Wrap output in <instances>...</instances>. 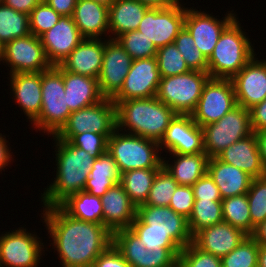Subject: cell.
<instances>
[{
  "mask_svg": "<svg viewBox=\"0 0 266 267\" xmlns=\"http://www.w3.org/2000/svg\"><path fill=\"white\" fill-rule=\"evenodd\" d=\"M108 17L109 6L94 0H78L72 15L81 36L91 39L109 34Z\"/></svg>",
  "mask_w": 266,
  "mask_h": 267,
  "instance_id": "cell-27",
  "label": "cell"
},
{
  "mask_svg": "<svg viewBox=\"0 0 266 267\" xmlns=\"http://www.w3.org/2000/svg\"><path fill=\"white\" fill-rule=\"evenodd\" d=\"M257 267H266V245H259Z\"/></svg>",
  "mask_w": 266,
  "mask_h": 267,
  "instance_id": "cell-58",
  "label": "cell"
},
{
  "mask_svg": "<svg viewBox=\"0 0 266 267\" xmlns=\"http://www.w3.org/2000/svg\"><path fill=\"white\" fill-rule=\"evenodd\" d=\"M64 91L71 112L101 101L102 96L98 79L75 74L63 69Z\"/></svg>",
  "mask_w": 266,
  "mask_h": 267,
  "instance_id": "cell-29",
  "label": "cell"
},
{
  "mask_svg": "<svg viewBox=\"0 0 266 267\" xmlns=\"http://www.w3.org/2000/svg\"><path fill=\"white\" fill-rule=\"evenodd\" d=\"M55 136L85 150L95 159L107 152L108 138L103 134L84 132L82 134H56Z\"/></svg>",
  "mask_w": 266,
  "mask_h": 267,
  "instance_id": "cell-44",
  "label": "cell"
},
{
  "mask_svg": "<svg viewBox=\"0 0 266 267\" xmlns=\"http://www.w3.org/2000/svg\"><path fill=\"white\" fill-rule=\"evenodd\" d=\"M149 8H165L181 3L180 0H137Z\"/></svg>",
  "mask_w": 266,
  "mask_h": 267,
  "instance_id": "cell-56",
  "label": "cell"
},
{
  "mask_svg": "<svg viewBox=\"0 0 266 267\" xmlns=\"http://www.w3.org/2000/svg\"><path fill=\"white\" fill-rule=\"evenodd\" d=\"M37 236L24 227L1 234L0 267H38L45 250Z\"/></svg>",
  "mask_w": 266,
  "mask_h": 267,
  "instance_id": "cell-11",
  "label": "cell"
},
{
  "mask_svg": "<svg viewBox=\"0 0 266 267\" xmlns=\"http://www.w3.org/2000/svg\"><path fill=\"white\" fill-rule=\"evenodd\" d=\"M249 110L252 131L257 133L266 130V98Z\"/></svg>",
  "mask_w": 266,
  "mask_h": 267,
  "instance_id": "cell-51",
  "label": "cell"
},
{
  "mask_svg": "<svg viewBox=\"0 0 266 267\" xmlns=\"http://www.w3.org/2000/svg\"><path fill=\"white\" fill-rule=\"evenodd\" d=\"M207 173L219 188L222 199L247 194L253 180V177L246 172L224 163L217 157L209 158Z\"/></svg>",
  "mask_w": 266,
  "mask_h": 267,
  "instance_id": "cell-28",
  "label": "cell"
},
{
  "mask_svg": "<svg viewBox=\"0 0 266 267\" xmlns=\"http://www.w3.org/2000/svg\"><path fill=\"white\" fill-rule=\"evenodd\" d=\"M258 141L262 164L266 170V130L255 133Z\"/></svg>",
  "mask_w": 266,
  "mask_h": 267,
  "instance_id": "cell-57",
  "label": "cell"
},
{
  "mask_svg": "<svg viewBox=\"0 0 266 267\" xmlns=\"http://www.w3.org/2000/svg\"><path fill=\"white\" fill-rule=\"evenodd\" d=\"M209 78L208 72L196 70L161 77L155 97L176 114L191 115L197 107L203 87Z\"/></svg>",
  "mask_w": 266,
  "mask_h": 267,
  "instance_id": "cell-8",
  "label": "cell"
},
{
  "mask_svg": "<svg viewBox=\"0 0 266 267\" xmlns=\"http://www.w3.org/2000/svg\"><path fill=\"white\" fill-rule=\"evenodd\" d=\"M222 215L224 222L243 230L248 235L255 228L250 218L247 194L222 199Z\"/></svg>",
  "mask_w": 266,
  "mask_h": 267,
  "instance_id": "cell-35",
  "label": "cell"
},
{
  "mask_svg": "<svg viewBox=\"0 0 266 267\" xmlns=\"http://www.w3.org/2000/svg\"><path fill=\"white\" fill-rule=\"evenodd\" d=\"M46 57L52 66L60 65L84 39L73 18L61 16L59 21L40 36Z\"/></svg>",
  "mask_w": 266,
  "mask_h": 267,
  "instance_id": "cell-21",
  "label": "cell"
},
{
  "mask_svg": "<svg viewBox=\"0 0 266 267\" xmlns=\"http://www.w3.org/2000/svg\"><path fill=\"white\" fill-rule=\"evenodd\" d=\"M3 43L0 41V62L2 61V57H3Z\"/></svg>",
  "mask_w": 266,
  "mask_h": 267,
  "instance_id": "cell-60",
  "label": "cell"
},
{
  "mask_svg": "<svg viewBox=\"0 0 266 267\" xmlns=\"http://www.w3.org/2000/svg\"><path fill=\"white\" fill-rule=\"evenodd\" d=\"M160 169H135L121 174L120 184L136 207L147 201L155 176Z\"/></svg>",
  "mask_w": 266,
  "mask_h": 267,
  "instance_id": "cell-34",
  "label": "cell"
},
{
  "mask_svg": "<svg viewBox=\"0 0 266 267\" xmlns=\"http://www.w3.org/2000/svg\"><path fill=\"white\" fill-rule=\"evenodd\" d=\"M232 12L233 10L228 11L224 14L223 20H218L204 11L186 7L184 27L194 39L195 46L207 60L212 55L221 33L237 17V14Z\"/></svg>",
  "mask_w": 266,
  "mask_h": 267,
  "instance_id": "cell-16",
  "label": "cell"
},
{
  "mask_svg": "<svg viewBox=\"0 0 266 267\" xmlns=\"http://www.w3.org/2000/svg\"><path fill=\"white\" fill-rule=\"evenodd\" d=\"M130 229L139 237L143 243L151 244H177L165 232L146 231V224L136 216L135 220L130 225Z\"/></svg>",
  "mask_w": 266,
  "mask_h": 267,
  "instance_id": "cell-48",
  "label": "cell"
},
{
  "mask_svg": "<svg viewBox=\"0 0 266 267\" xmlns=\"http://www.w3.org/2000/svg\"><path fill=\"white\" fill-rule=\"evenodd\" d=\"M224 163L233 165L253 178L266 175L262 164L256 134L238 140L216 156Z\"/></svg>",
  "mask_w": 266,
  "mask_h": 267,
  "instance_id": "cell-25",
  "label": "cell"
},
{
  "mask_svg": "<svg viewBox=\"0 0 266 267\" xmlns=\"http://www.w3.org/2000/svg\"><path fill=\"white\" fill-rule=\"evenodd\" d=\"M41 87V111L31 124L39 131L46 132L48 136H53L66 124L72 113L65 96L63 68L56 65L41 72Z\"/></svg>",
  "mask_w": 266,
  "mask_h": 267,
  "instance_id": "cell-6",
  "label": "cell"
},
{
  "mask_svg": "<svg viewBox=\"0 0 266 267\" xmlns=\"http://www.w3.org/2000/svg\"><path fill=\"white\" fill-rule=\"evenodd\" d=\"M114 104L116 129L158 143L163 138L170 122L177 115L156 97L129 99L114 102Z\"/></svg>",
  "mask_w": 266,
  "mask_h": 267,
  "instance_id": "cell-3",
  "label": "cell"
},
{
  "mask_svg": "<svg viewBox=\"0 0 266 267\" xmlns=\"http://www.w3.org/2000/svg\"><path fill=\"white\" fill-rule=\"evenodd\" d=\"M194 202L195 197L192 187L178 185L171 197L169 207L177 214L188 219L192 213Z\"/></svg>",
  "mask_w": 266,
  "mask_h": 267,
  "instance_id": "cell-47",
  "label": "cell"
},
{
  "mask_svg": "<svg viewBox=\"0 0 266 267\" xmlns=\"http://www.w3.org/2000/svg\"><path fill=\"white\" fill-rule=\"evenodd\" d=\"M42 0H3L6 6L14 9L17 12H22L30 15L31 11L41 2Z\"/></svg>",
  "mask_w": 266,
  "mask_h": 267,
  "instance_id": "cell-53",
  "label": "cell"
},
{
  "mask_svg": "<svg viewBox=\"0 0 266 267\" xmlns=\"http://www.w3.org/2000/svg\"><path fill=\"white\" fill-rule=\"evenodd\" d=\"M243 230L220 222L198 231L193 243L201 250L222 258L234 250L246 237Z\"/></svg>",
  "mask_w": 266,
  "mask_h": 267,
  "instance_id": "cell-22",
  "label": "cell"
},
{
  "mask_svg": "<svg viewBox=\"0 0 266 267\" xmlns=\"http://www.w3.org/2000/svg\"><path fill=\"white\" fill-rule=\"evenodd\" d=\"M92 267H131L112 243L94 261Z\"/></svg>",
  "mask_w": 266,
  "mask_h": 267,
  "instance_id": "cell-50",
  "label": "cell"
},
{
  "mask_svg": "<svg viewBox=\"0 0 266 267\" xmlns=\"http://www.w3.org/2000/svg\"><path fill=\"white\" fill-rule=\"evenodd\" d=\"M148 9V6L137 0H114L109 5V32L114 35L110 39L137 30Z\"/></svg>",
  "mask_w": 266,
  "mask_h": 267,
  "instance_id": "cell-30",
  "label": "cell"
},
{
  "mask_svg": "<svg viewBox=\"0 0 266 267\" xmlns=\"http://www.w3.org/2000/svg\"><path fill=\"white\" fill-rule=\"evenodd\" d=\"M250 218L256 227L266 219V175L253 178L247 192Z\"/></svg>",
  "mask_w": 266,
  "mask_h": 267,
  "instance_id": "cell-43",
  "label": "cell"
},
{
  "mask_svg": "<svg viewBox=\"0 0 266 267\" xmlns=\"http://www.w3.org/2000/svg\"><path fill=\"white\" fill-rule=\"evenodd\" d=\"M29 34H31L29 15L0 3V41L3 45Z\"/></svg>",
  "mask_w": 266,
  "mask_h": 267,
  "instance_id": "cell-36",
  "label": "cell"
},
{
  "mask_svg": "<svg viewBox=\"0 0 266 267\" xmlns=\"http://www.w3.org/2000/svg\"><path fill=\"white\" fill-rule=\"evenodd\" d=\"M2 62L10 68L9 74L43 72L52 67L40 37L32 33L5 43Z\"/></svg>",
  "mask_w": 266,
  "mask_h": 267,
  "instance_id": "cell-14",
  "label": "cell"
},
{
  "mask_svg": "<svg viewBox=\"0 0 266 267\" xmlns=\"http://www.w3.org/2000/svg\"><path fill=\"white\" fill-rule=\"evenodd\" d=\"M174 163L163 158L162 166L179 185L192 186L207 173L209 157L205 152L197 154H173ZM166 161V162H165Z\"/></svg>",
  "mask_w": 266,
  "mask_h": 267,
  "instance_id": "cell-31",
  "label": "cell"
},
{
  "mask_svg": "<svg viewBox=\"0 0 266 267\" xmlns=\"http://www.w3.org/2000/svg\"><path fill=\"white\" fill-rule=\"evenodd\" d=\"M186 8L176 4L165 8H149L143 16L137 31L151 40L156 48L174 43L184 27Z\"/></svg>",
  "mask_w": 266,
  "mask_h": 267,
  "instance_id": "cell-12",
  "label": "cell"
},
{
  "mask_svg": "<svg viewBox=\"0 0 266 267\" xmlns=\"http://www.w3.org/2000/svg\"><path fill=\"white\" fill-rule=\"evenodd\" d=\"M259 244L248 235L234 250L221 258V267H257Z\"/></svg>",
  "mask_w": 266,
  "mask_h": 267,
  "instance_id": "cell-38",
  "label": "cell"
},
{
  "mask_svg": "<svg viewBox=\"0 0 266 267\" xmlns=\"http://www.w3.org/2000/svg\"><path fill=\"white\" fill-rule=\"evenodd\" d=\"M179 184L162 167L156 174L147 201L143 205L169 206L171 197Z\"/></svg>",
  "mask_w": 266,
  "mask_h": 267,
  "instance_id": "cell-42",
  "label": "cell"
},
{
  "mask_svg": "<svg viewBox=\"0 0 266 267\" xmlns=\"http://www.w3.org/2000/svg\"><path fill=\"white\" fill-rule=\"evenodd\" d=\"M116 40L133 60L156 57L154 43L137 30L125 32Z\"/></svg>",
  "mask_w": 266,
  "mask_h": 267,
  "instance_id": "cell-39",
  "label": "cell"
},
{
  "mask_svg": "<svg viewBox=\"0 0 266 267\" xmlns=\"http://www.w3.org/2000/svg\"><path fill=\"white\" fill-rule=\"evenodd\" d=\"M101 198L103 225L113 234L120 229L130 228L137 216V207L131 201L123 186L118 183Z\"/></svg>",
  "mask_w": 266,
  "mask_h": 267,
  "instance_id": "cell-23",
  "label": "cell"
},
{
  "mask_svg": "<svg viewBox=\"0 0 266 267\" xmlns=\"http://www.w3.org/2000/svg\"><path fill=\"white\" fill-rule=\"evenodd\" d=\"M43 208L41 217L62 267H92L113 243V234L103 224L76 219L59 205Z\"/></svg>",
  "mask_w": 266,
  "mask_h": 267,
  "instance_id": "cell-1",
  "label": "cell"
},
{
  "mask_svg": "<svg viewBox=\"0 0 266 267\" xmlns=\"http://www.w3.org/2000/svg\"><path fill=\"white\" fill-rule=\"evenodd\" d=\"M116 130V107L112 99L101 101L74 111L57 134L93 132L109 138Z\"/></svg>",
  "mask_w": 266,
  "mask_h": 267,
  "instance_id": "cell-13",
  "label": "cell"
},
{
  "mask_svg": "<svg viewBox=\"0 0 266 267\" xmlns=\"http://www.w3.org/2000/svg\"><path fill=\"white\" fill-rule=\"evenodd\" d=\"M174 44L190 70L207 72L208 60L195 46L194 39L185 27H183L175 38Z\"/></svg>",
  "mask_w": 266,
  "mask_h": 267,
  "instance_id": "cell-41",
  "label": "cell"
},
{
  "mask_svg": "<svg viewBox=\"0 0 266 267\" xmlns=\"http://www.w3.org/2000/svg\"><path fill=\"white\" fill-rule=\"evenodd\" d=\"M102 39L84 38L60 66L68 72L98 78L104 54Z\"/></svg>",
  "mask_w": 266,
  "mask_h": 267,
  "instance_id": "cell-24",
  "label": "cell"
},
{
  "mask_svg": "<svg viewBox=\"0 0 266 267\" xmlns=\"http://www.w3.org/2000/svg\"><path fill=\"white\" fill-rule=\"evenodd\" d=\"M61 16L72 17L78 0H43Z\"/></svg>",
  "mask_w": 266,
  "mask_h": 267,
  "instance_id": "cell-52",
  "label": "cell"
},
{
  "mask_svg": "<svg viewBox=\"0 0 266 267\" xmlns=\"http://www.w3.org/2000/svg\"><path fill=\"white\" fill-rule=\"evenodd\" d=\"M160 80L156 57L133 60L120 91L112 100L121 102L155 97Z\"/></svg>",
  "mask_w": 266,
  "mask_h": 267,
  "instance_id": "cell-15",
  "label": "cell"
},
{
  "mask_svg": "<svg viewBox=\"0 0 266 267\" xmlns=\"http://www.w3.org/2000/svg\"><path fill=\"white\" fill-rule=\"evenodd\" d=\"M158 142L116 129L108 138L107 152L117 164L120 174L135 169L162 168Z\"/></svg>",
  "mask_w": 266,
  "mask_h": 267,
  "instance_id": "cell-5",
  "label": "cell"
},
{
  "mask_svg": "<svg viewBox=\"0 0 266 267\" xmlns=\"http://www.w3.org/2000/svg\"><path fill=\"white\" fill-rule=\"evenodd\" d=\"M113 244L131 267H178V244L143 243L130 229L113 233Z\"/></svg>",
  "mask_w": 266,
  "mask_h": 267,
  "instance_id": "cell-7",
  "label": "cell"
},
{
  "mask_svg": "<svg viewBox=\"0 0 266 267\" xmlns=\"http://www.w3.org/2000/svg\"><path fill=\"white\" fill-rule=\"evenodd\" d=\"M94 1L100 2V3H103L109 6L114 0H94Z\"/></svg>",
  "mask_w": 266,
  "mask_h": 267,
  "instance_id": "cell-59",
  "label": "cell"
},
{
  "mask_svg": "<svg viewBox=\"0 0 266 267\" xmlns=\"http://www.w3.org/2000/svg\"><path fill=\"white\" fill-rule=\"evenodd\" d=\"M254 57L231 79L236 103L250 109L266 98V59Z\"/></svg>",
  "mask_w": 266,
  "mask_h": 267,
  "instance_id": "cell-20",
  "label": "cell"
},
{
  "mask_svg": "<svg viewBox=\"0 0 266 267\" xmlns=\"http://www.w3.org/2000/svg\"><path fill=\"white\" fill-rule=\"evenodd\" d=\"M55 144L56 177L41 196L44 206H57L69 195L83 191L95 158L67 140L52 136Z\"/></svg>",
  "mask_w": 266,
  "mask_h": 267,
  "instance_id": "cell-2",
  "label": "cell"
},
{
  "mask_svg": "<svg viewBox=\"0 0 266 267\" xmlns=\"http://www.w3.org/2000/svg\"><path fill=\"white\" fill-rule=\"evenodd\" d=\"M137 216L146 224V231L168 233L182 249L193 241L188 219L169 206L140 205Z\"/></svg>",
  "mask_w": 266,
  "mask_h": 267,
  "instance_id": "cell-19",
  "label": "cell"
},
{
  "mask_svg": "<svg viewBox=\"0 0 266 267\" xmlns=\"http://www.w3.org/2000/svg\"><path fill=\"white\" fill-rule=\"evenodd\" d=\"M237 19L221 33L208 59L207 72L211 78L232 79L256 55Z\"/></svg>",
  "mask_w": 266,
  "mask_h": 267,
  "instance_id": "cell-4",
  "label": "cell"
},
{
  "mask_svg": "<svg viewBox=\"0 0 266 267\" xmlns=\"http://www.w3.org/2000/svg\"><path fill=\"white\" fill-rule=\"evenodd\" d=\"M202 130L206 155L216 157L230 145L253 133L250 110L237 105L217 122L203 126Z\"/></svg>",
  "mask_w": 266,
  "mask_h": 267,
  "instance_id": "cell-9",
  "label": "cell"
},
{
  "mask_svg": "<svg viewBox=\"0 0 266 267\" xmlns=\"http://www.w3.org/2000/svg\"><path fill=\"white\" fill-rule=\"evenodd\" d=\"M237 106L231 79L209 78L205 83L195 111L191 114L201 128L217 122Z\"/></svg>",
  "mask_w": 266,
  "mask_h": 267,
  "instance_id": "cell-10",
  "label": "cell"
},
{
  "mask_svg": "<svg viewBox=\"0 0 266 267\" xmlns=\"http://www.w3.org/2000/svg\"><path fill=\"white\" fill-rule=\"evenodd\" d=\"M250 236L259 245H266V219L254 228Z\"/></svg>",
  "mask_w": 266,
  "mask_h": 267,
  "instance_id": "cell-55",
  "label": "cell"
},
{
  "mask_svg": "<svg viewBox=\"0 0 266 267\" xmlns=\"http://www.w3.org/2000/svg\"><path fill=\"white\" fill-rule=\"evenodd\" d=\"M156 59L161 77L185 74L190 71L174 43L158 48Z\"/></svg>",
  "mask_w": 266,
  "mask_h": 267,
  "instance_id": "cell-40",
  "label": "cell"
},
{
  "mask_svg": "<svg viewBox=\"0 0 266 267\" xmlns=\"http://www.w3.org/2000/svg\"><path fill=\"white\" fill-rule=\"evenodd\" d=\"M195 199L222 201L219 188L208 173L191 186Z\"/></svg>",
  "mask_w": 266,
  "mask_h": 267,
  "instance_id": "cell-49",
  "label": "cell"
},
{
  "mask_svg": "<svg viewBox=\"0 0 266 267\" xmlns=\"http://www.w3.org/2000/svg\"><path fill=\"white\" fill-rule=\"evenodd\" d=\"M220 222H223L222 201L195 199L192 213L188 218L192 236L198 231Z\"/></svg>",
  "mask_w": 266,
  "mask_h": 267,
  "instance_id": "cell-37",
  "label": "cell"
},
{
  "mask_svg": "<svg viewBox=\"0 0 266 267\" xmlns=\"http://www.w3.org/2000/svg\"><path fill=\"white\" fill-rule=\"evenodd\" d=\"M6 137L0 133V171H4V168L10 164L12 161V152L10 153V147H8V144L6 141ZM11 160V161H10Z\"/></svg>",
  "mask_w": 266,
  "mask_h": 267,
  "instance_id": "cell-54",
  "label": "cell"
},
{
  "mask_svg": "<svg viewBox=\"0 0 266 267\" xmlns=\"http://www.w3.org/2000/svg\"><path fill=\"white\" fill-rule=\"evenodd\" d=\"M59 206L70 216L86 222L103 224V207L101 198L80 191L69 195Z\"/></svg>",
  "mask_w": 266,
  "mask_h": 267,
  "instance_id": "cell-33",
  "label": "cell"
},
{
  "mask_svg": "<svg viewBox=\"0 0 266 267\" xmlns=\"http://www.w3.org/2000/svg\"><path fill=\"white\" fill-rule=\"evenodd\" d=\"M132 61L116 39L105 40L102 67L97 78L104 98L112 99L120 91Z\"/></svg>",
  "mask_w": 266,
  "mask_h": 267,
  "instance_id": "cell-18",
  "label": "cell"
},
{
  "mask_svg": "<svg viewBox=\"0 0 266 267\" xmlns=\"http://www.w3.org/2000/svg\"><path fill=\"white\" fill-rule=\"evenodd\" d=\"M60 18L61 15L42 0L29 15L30 32L40 37L50 30Z\"/></svg>",
  "mask_w": 266,
  "mask_h": 267,
  "instance_id": "cell-45",
  "label": "cell"
},
{
  "mask_svg": "<svg viewBox=\"0 0 266 267\" xmlns=\"http://www.w3.org/2000/svg\"><path fill=\"white\" fill-rule=\"evenodd\" d=\"M120 176L116 162L105 152L94 160L83 191L101 197L115 184L120 183Z\"/></svg>",
  "mask_w": 266,
  "mask_h": 267,
  "instance_id": "cell-32",
  "label": "cell"
},
{
  "mask_svg": "<svg viewBox=\"0 0 266 267\" xmlns=\"http://www.w3.org/2000/svg\"><path fill=\"white\" fill-rule=\"evenodd\" d=\"M178 267H221V258L199 249L191 242L181 250Z\"/></svg>",
  "mask_w": 266,
  "mask_h": 267,
  "instance_id": "cell-46",
  "label": "cell"
},
{
  "mask_svg": "<svg viewBox=\"0 0 266 267\" xmlns=\"http://www.w3.org/2000/svg\"><path fill=\"white\" fill-rule=\"evenodd\" d=\"M158 144L160 153L165 148V153L169 152L170 155L205 152L203 130L194 122L192 115L177 114Z\"/></svg>",
  "mask_w": 266,
  "mask_h": 267,
  "instance_id": "cell-17",
  "label": "cell"
},
{
  "mask_svg": "<svg viewBox=\"0 0 266 267\" xmlns=\"http://www.w3.org/2000/svg\"><path fill=\"white\" fill-rule=\"evenodd\" d=\"M10 75L13 97L27 119L32 123L42 106L41 72L14 73Z\"/></svg>",
  "mask_w": 266,
  "mask_h": 267,
  "instance_id": "cell-26",
  "label": "cell"
}]
</instances>
